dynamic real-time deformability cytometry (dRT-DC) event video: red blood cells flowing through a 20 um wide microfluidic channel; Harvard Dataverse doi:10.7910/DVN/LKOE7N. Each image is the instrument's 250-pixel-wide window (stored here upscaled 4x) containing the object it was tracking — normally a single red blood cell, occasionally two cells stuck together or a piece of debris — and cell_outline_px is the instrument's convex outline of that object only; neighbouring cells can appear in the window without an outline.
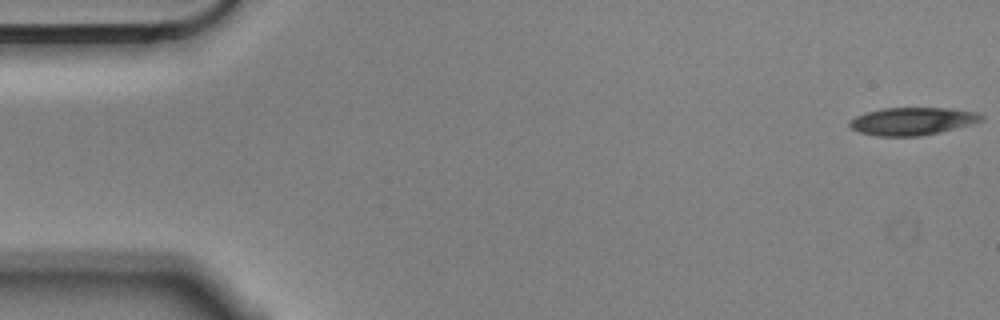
{"species": "Egyptian fruit bat (a non-hibernating species)", "species_latin": "Rousettus aegyptiacus", "temperature_condition": "cold", "stored_images_in_passage": 48, "camera_frame_rate_fps": 3000, "um_per_image_px": 0.085, "animal": {"sex": "male"}, "frame": {"image": 1, "passage_image": 1, "time_ms": 0.0, "image_size_px": [1000, 320], "cell_outline_px": [[984, 120], [972, 124], [940, 132], [920, 136], [876, 136], [860, 132], [852, 128], [848, 124], [856, 116], [868, 112], [884, 108], [952, 108], [976, 112], [984, 116]], "centroid_in_image_um": [77.6, 10.3], "position_along_channel_um": 7.4, "area_um2": 21.15}}
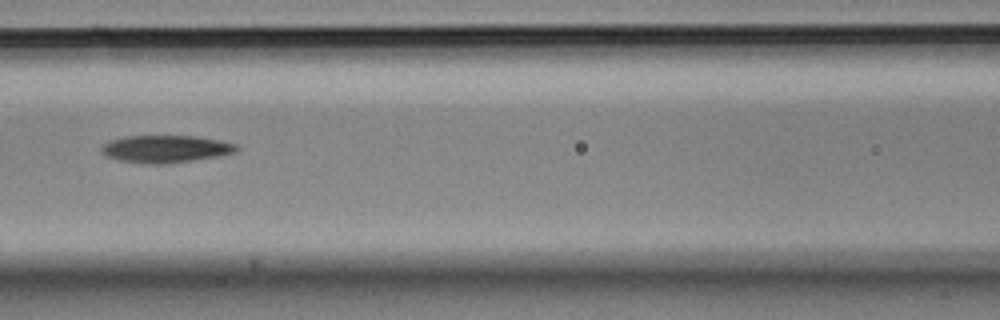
{"frame": {"image": 2, "passage_image": 24, "time_ms": 7.667, "image_size_px": [1000, 320], "cell_outline_px": [[240, 148], [236, 152], [216, 156], [192, 160], [160, 164], [148, 164], [120, 160], [108, 156], [100, 152], [100, 148], [108, 140], [124, 136], [196, 136], [220, 140], [236, 144]], "centroid_in_image_um": [14.06, 12.64], "position_along_channel_um": 152.5, "area_um2": 21.44}}
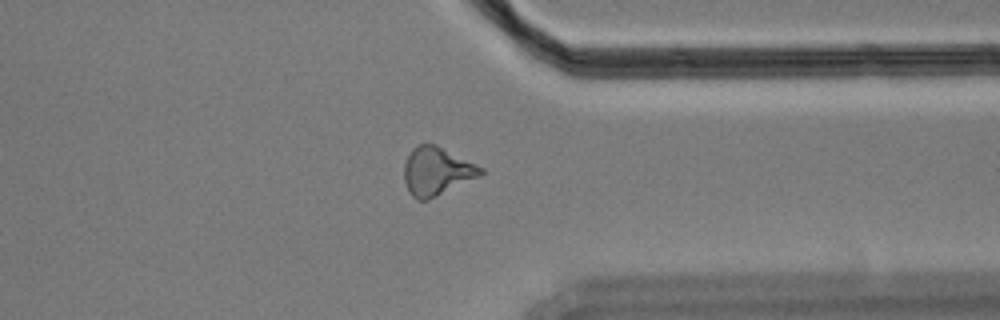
{"frame": {"image": 3, "passage_image": 43, "time_ms": 14.0, "image_size_px": [1000, 320], "cell_outline_px": [[484, 172], [480, 176], [428, 200], [416, 200], [408, 192], [404, 180], [404, 164], [412, 148], [420, 144], [436, 144], [484, 168]], "centroid_in_image_um": [37.11, 14.56], "position_along_channel_um": 374.3, "area_um2": 21.5}, "authors_computed_cell_mechanics": {"area_um2": 21.4727, "velocity_mm_per_s": 3.5675, "shape_relaxation_time_tau1_ms": 8.0045, "shape_relaxation_time_tau2_ms": null, "deformation_change_tau1": 0.1908, "deformation_change_tau2": null}}